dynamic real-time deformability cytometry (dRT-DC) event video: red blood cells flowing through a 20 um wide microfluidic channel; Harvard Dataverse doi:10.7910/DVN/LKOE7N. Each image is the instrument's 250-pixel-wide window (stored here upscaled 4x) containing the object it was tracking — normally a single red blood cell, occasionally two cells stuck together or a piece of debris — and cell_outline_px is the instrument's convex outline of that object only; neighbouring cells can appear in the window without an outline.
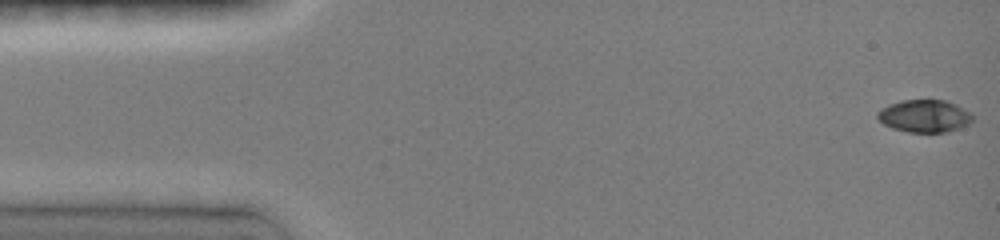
{"species": "common noctule bat (a hibernating species)", "species_latin": "Nyctalus noctula", "temperature_condition": "room temperature", "stored_images_in_passage": 47, "camera_frame_rate_fps": 3000, "um_per_image_px": 0.085, "animal": {"sex": "female", "body_mass_g": 19.0, "forearm_length_mm": 51.5}, "frame": {"image": 1, "passage_image": 1, "time_ms": 0.0, "image_size_px": [1000, 240], "cell_outline_px": [[976, 116], [968, 124], [948, 132], [908, 132], [892, 128], [884, 124], [876, 116], [876, 112], [880, 108], [888, 104], [900, 100], [944, 100], [956, 104], [972, 112]], "centroid_in_image_um": [78.59, 9.85], "position_along_channel_um": 6.4, "area_um2": 18.26}}
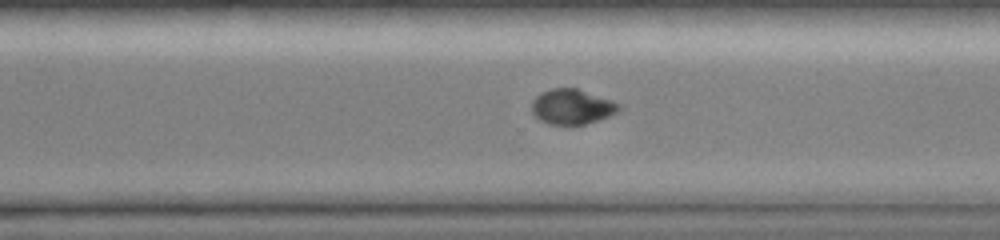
{"frame": {"image": 2, "passage_image": 33, "time_ms": 10.667, "image_size_px": [1000, 240], "cell_outline_px": [[620, 108], [616, 112], [608, 116], [584, 124], [548, 124], [540, 120], [532, 112], [532, 100], [540, 92], [552, 88], [576, 88], [612, 100], [620, 104]], "centroid_in_image_um": [48.59, 9.05], "position_along_channel_um": 322.0, "area_um2": 17.63}}
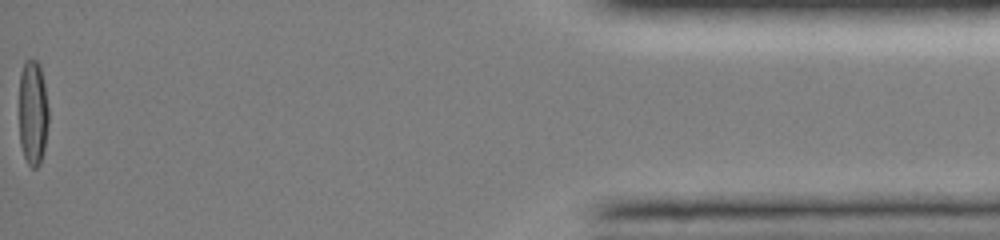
{"frame": {"image": 3, "passage_image": 47, "time_ms": 15.333, "image_size_px": [1000, 240], "cell_outline_px": [[48, 124], [44, 148], [40, 164], [36, 168], [32, 168], [28, 164], [24, 156], [20, 144], [20, 72], [24, 60], [36, 60], [40, 64], [44, 84], [48, 108]], "centroid_in_image_um": [2.79, 9.57], "position_along_channel_um": 432.4, "area_um2": 18.03}, "authors_computed_cell_mechanics": {"area_um2": 18.496, "velocity_mm_per_s": 4.1322, "shape_relaxation_time_tau1_ms": 4.8222, "shape_relaxation_time_tau2_ms": null, "deformation_change_tau1": 0.2054, "deformation_change_tau2": null}}